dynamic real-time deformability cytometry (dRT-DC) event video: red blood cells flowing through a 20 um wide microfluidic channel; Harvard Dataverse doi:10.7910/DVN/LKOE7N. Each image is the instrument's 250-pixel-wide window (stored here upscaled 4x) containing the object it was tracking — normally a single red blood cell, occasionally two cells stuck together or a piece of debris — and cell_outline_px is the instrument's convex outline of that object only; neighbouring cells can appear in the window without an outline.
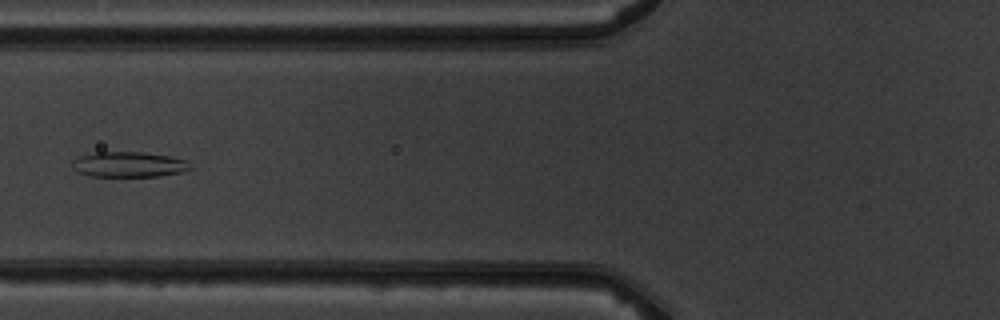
{"species": "common noctule bat (a hibernating species)", "species_latin": "Nyctalus noctula", "temperature_condition": "warm", "stored_images_in_passage": 5, "camera_frame_rate_fps": 3000, "um_per_image_px": 0.085, "animal": {"sex": "male", "body_mass_g": 19.5, "forearm_length_mm": 54.6}, "frame": {"image": 1, "passage_image": 5, "time_ms": 4.667, "image_size_px": [1000, 320], "cell_outline_px": [[192, 168], [180, 172], [160, 176], [92, 176], [76, 172], [72, 168], [72, 164], [80, 156], [96, 152], [144, 152], [172, 156], [188, 160]], "centroid_in_image_um": [10.99, 13.97], "position_along_channel_um": 114.8, "area_um2": 17.46}}